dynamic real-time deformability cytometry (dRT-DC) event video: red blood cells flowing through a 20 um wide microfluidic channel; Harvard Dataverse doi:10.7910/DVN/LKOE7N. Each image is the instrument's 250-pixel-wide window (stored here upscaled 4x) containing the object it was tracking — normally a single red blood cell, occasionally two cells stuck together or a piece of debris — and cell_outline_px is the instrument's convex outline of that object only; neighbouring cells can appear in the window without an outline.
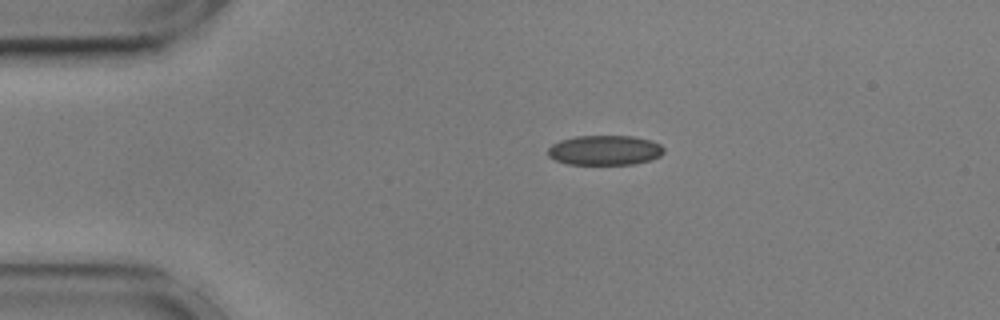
{"species": "common noctule bat (a hibernating species)", "species_latin": "Nyctalus noctula", "temperature_condition": "cold", "stored_images_in_passage": 45, "camera_frame_rate_fps": 3000, "um_per_image_px": 0.085, "animal": {"sex": "male", "body_mass_g": 17.9, "forearm_length_mm": 54.2}, "frame": {"image": 1, "passage_image": 1, "time_ms": 0.0, "image_size_px": [1000, 320], "cell_outline_px": [[664, 152], [660, 156], [652, 160], [632, 164], [568, 164], [556, 160], [548, 156], [548, 148], [552, 144], [560, 140], [576, 136], [632, 136], [652, 140], [660, 144], [664, 148]], "centroid_in_image_um": [51.43, 12.76], "position_along_channel_um": 33.6, "area_um2": 20.23}}
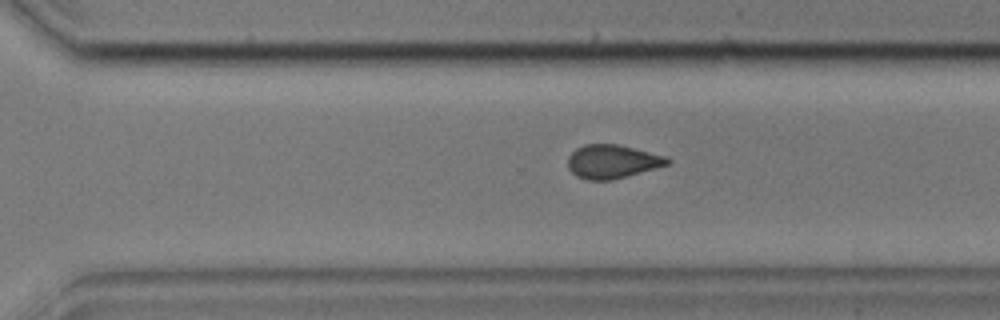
{"frame": {"image": 2, "passage_image": 28, "time_ms": 9.0, "image_size_px": [1000, 320], "cell_outline_px": [[672, 160], [668, 164], [628, 176], [612, 180], [588, 180], [576, 176], [568, 168], [568, 156], [576, 148], [584, 144], [616, 144], [668, 156]], "centroid_in_image_um": [52.04, 13.73], "position_along_channel_um": 318.6, "area_um2": 19.54}}
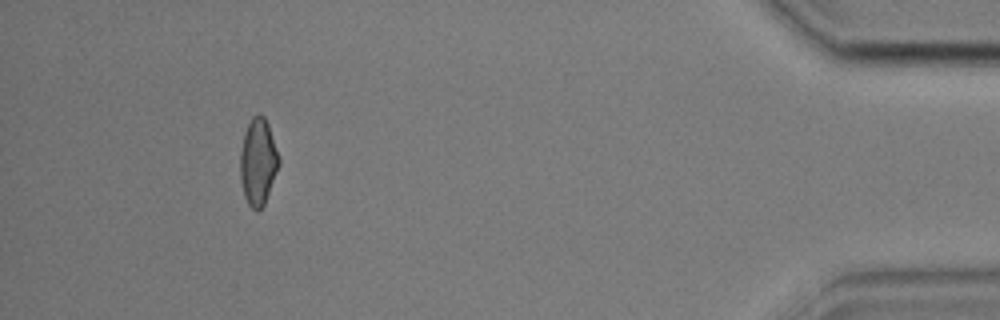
{"frame": {"image": 3, "passage_image": 41, "time_ms": 13.333, "image_size_px": [1000, 320], "cell_outline_px": [[280, 164], [264, 204], [256, 212], [248, 204], [244, 196], [240, 180], [240, 152], [244, 132], [252, 116], [260, 112], [264, 116], [268, 124], [280, 156]], "centroid_in_image_um": [21.93, 13.73], "position_along_channel_um": 413.3, "area_um2": 19.77}, "authors_computed_cell_mechanics": {"area_um2": 20.1722, "velocity_mm_per_s": 3.6069, "shape_relaxation_time_tau1_ms": null, "shape_relaxation_time_tau2_ms": 2.6017, "deformation_change_tau1": null, "deformation_change_tau2": 0.0747}}